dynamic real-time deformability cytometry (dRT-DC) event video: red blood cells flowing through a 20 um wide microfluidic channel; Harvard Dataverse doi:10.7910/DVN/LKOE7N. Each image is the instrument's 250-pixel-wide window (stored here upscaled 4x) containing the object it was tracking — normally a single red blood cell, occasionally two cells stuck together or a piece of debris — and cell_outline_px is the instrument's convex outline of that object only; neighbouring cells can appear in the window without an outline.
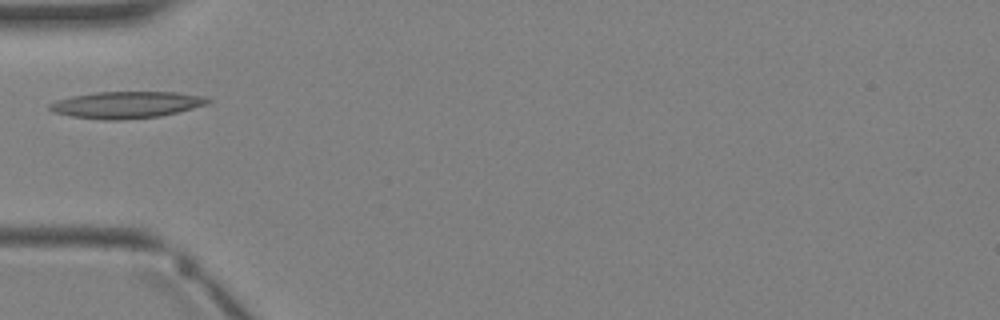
{"species": "Egyptian fruit bat (a non-hibernating species)", "species_latin": "Rousettus aegyptiacus", "temperature_condition": "warm", "stored_images_in_passage": 2, "camera_frame_rate_fps": 3000, "um_per_image_px": 0.085, "animal": {"sex": "female"}, "frame": {"image": 1, "passage_image": 2, "time_ms": 1.333, "image_size_px": [1000, 320], "cell_outline_px": [[212, 100], [208, 104], [160, 116], [124, 120], [104, 120], [72, 116], [52, 112], [48, 108], [48, 104], [56, 100], [72, 96], [96, 92], [176, 92], [204, 96]], "centroid_in_image_um": [10.72, 8.91], "position_along_channel_um": 74.3, "area_um2": 24.68}}